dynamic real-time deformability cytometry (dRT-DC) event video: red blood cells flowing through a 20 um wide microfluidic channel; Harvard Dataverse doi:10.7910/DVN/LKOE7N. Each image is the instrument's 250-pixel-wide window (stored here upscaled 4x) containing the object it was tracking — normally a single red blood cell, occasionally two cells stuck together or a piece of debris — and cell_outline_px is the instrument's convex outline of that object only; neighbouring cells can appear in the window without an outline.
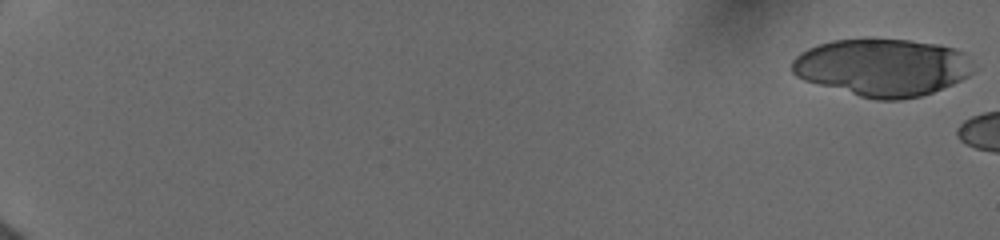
{"species": "human", "species_latin": "Homo sapiens", "temperature_condition": "cold", "stored_images_in_passage": 9, "camera_frame_rate_fps": 3000, "um_per_image_px": 0.085, "donor": {"sex": "female"}, "frame": {"image": 1, "passage_image": 1, "time_ms": 0.0, "image_size_px": [1000, 240], "cell_outline_px": [[972, 72], [968, 76], [952, 84], [932, 92], [920, 96], [900, 100], [876, 100], [860, 96], [804, 80], [796, 76], [792, 72], [792, 60], [800, 52], [808, 48], [832, 40], [864, 36], [868, 36], [908, 40], [940, 44], [956, 48], [964, 52]], "centroid_in_image_um": [74.96, 5.68], "position_along_channel_um": 10.0, "area_um2": 61.27}}